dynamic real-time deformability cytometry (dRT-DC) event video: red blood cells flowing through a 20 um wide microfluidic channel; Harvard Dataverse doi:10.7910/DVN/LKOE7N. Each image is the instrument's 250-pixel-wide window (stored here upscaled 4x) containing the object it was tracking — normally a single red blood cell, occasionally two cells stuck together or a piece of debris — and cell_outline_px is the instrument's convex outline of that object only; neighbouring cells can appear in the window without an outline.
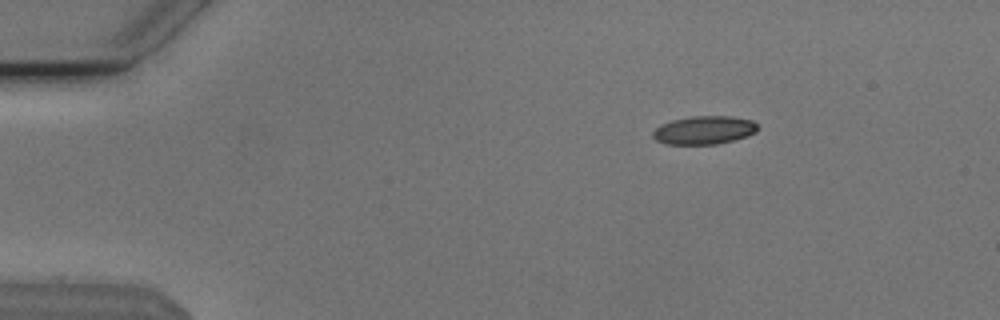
{"species": "Egyptian fruit bat (a non-hibernating species)", "species_latin": "Rousettus aegyptiacus", "temperature_condition": "cold", "stored_images_in_passage": 55, "camera_frame_rate_fps": 3000, "um_per_image_px": 0.085, "animal": {"sex": "male"}, "frame": {"image": 1, "passage_image": 9, "time_ms": 2.667, "image_size_px": [1000, 320], "cell_outline_px": [[760, 128], [756, 132], [748, 136], [716, 144], [664, 144], [656, 140], [652, 136], [652, 132], [660, 124], [672, 120], [692, 116], [732, 116], [752, 120]], "centroid_in_image_um": [59.85, 11.06], "position_along_channel_um": 25.2, "area_um2": 17.4}}
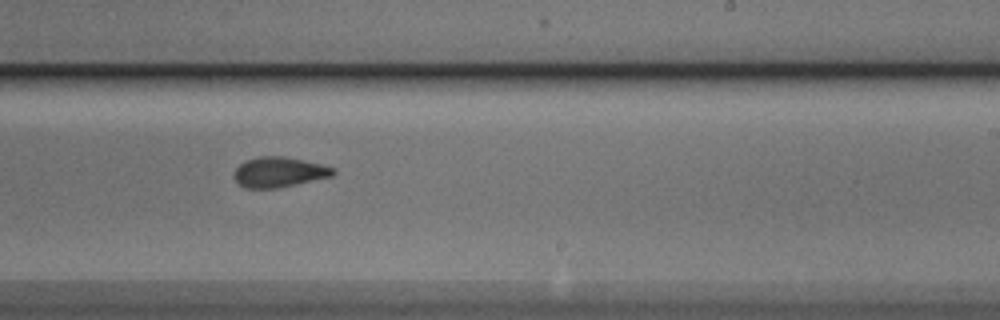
{"frame": {"image": 2, "passage_image": 34, "time_ms": 11.0, "image_size_px": [1000, 320], "cell_outline_px": [[336, 172], [332, 176], [296, 184], [276, 188], [244, 188], [232, 176], [236, 168], [244, 160], [260, 156], [284, 156], [320, 164], [336, 168]], "centroid_in_image_um": [23.7, 14.62], "position_along_channel_um": 265.3, "area_um2": 17.4}}
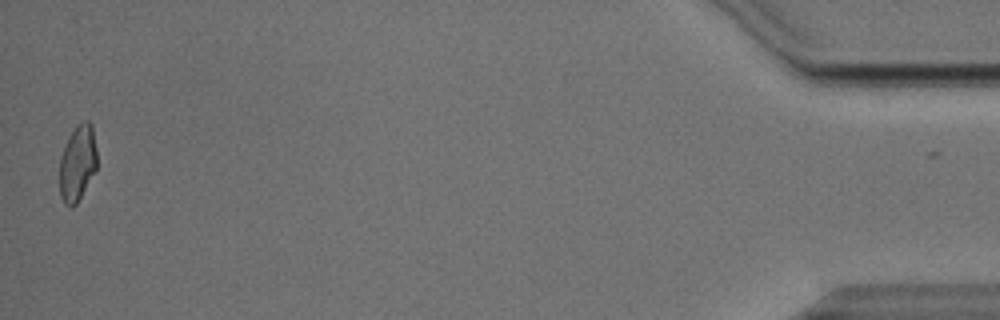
{"frame": {"image": 3, "passage_image": 54, "time_ms": 17.667, "image_size_px": [1000, 320], "cell_outline_px": [[96, 168], [76, 204], [72, 208], [64, 204], [60, 196], [60, 156], [76, 124], [84, 120], [88, 120], [92, 124], [96, 148]], "centroid_in_image_um": [6.58, 13.85], "position_along_channel_um": 428.6, "area_um2": 16.36}, "authors_computed_cell_mechanics": {"area_um2": 17.2822, "velocity_mm_per_s": 3.8173, "shape_relaxation_time_tau1_ms": 3.3731, "shape_relaxation_time_tau2_ms": 1.6867, "deformation_change_tau1": 0.1205, "deformation_change_tau2": 0.0827}}